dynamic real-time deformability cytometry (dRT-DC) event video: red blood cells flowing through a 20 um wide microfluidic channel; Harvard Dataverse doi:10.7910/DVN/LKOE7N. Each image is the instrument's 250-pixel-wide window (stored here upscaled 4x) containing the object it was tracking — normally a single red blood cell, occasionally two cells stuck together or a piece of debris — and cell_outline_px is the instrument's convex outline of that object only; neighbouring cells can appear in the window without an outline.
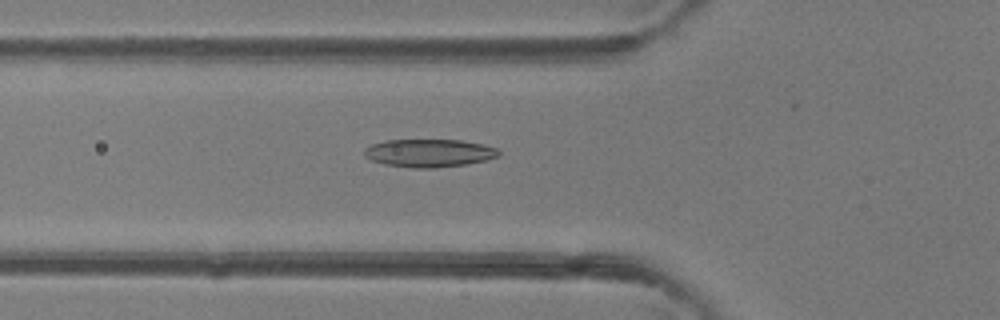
{"species": "common noctule bat (a hibernating species)", "species_latin": "Nyctalus noctula", "temperature_condition": "room temperature", "stored_images_in_passage": 47, "camera_frame_rate_fps": 3000, "um_per_image_px": 0.085, "animal": {"sex": "female"}, "frame": {"image": 1, "passage_image": 17, "time_ms": 5.333, "image_size_px": [1000, 320], "cell_outline_px": [[500, 152], [496, 156], [484, 160], [464, 164], [436, 168], [412, 168], [384, 164], [372, 160], [364, 156], [364, 148], [372, 144], [384, 140], [460, 140], [484, 144], [496, 148]], "centroid_in_image_um": [36.43, 13.0], "position_along_channel_um": 89.4, "area_um2": 21.79}}
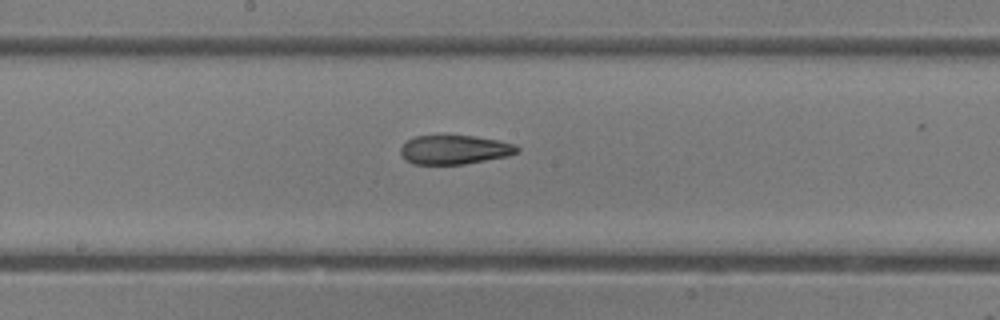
{"frame": {"image": 2, "passage_image": 25, "time_ms": 8.0, "image_size_px": [1000, 320], "cell_outline_px": [[520, 152], [508, 156], [464, 164], [412, 164], [404, 160], [400, 152], [400, 148], [408, 140], [416, 136], [476, 136], [500, 140], [516, 144], [520, 148]], "centroid_in_image_um": [38.67, 12.73], "position_along_channel_um": 209.5, "area_um2": 19.88}}
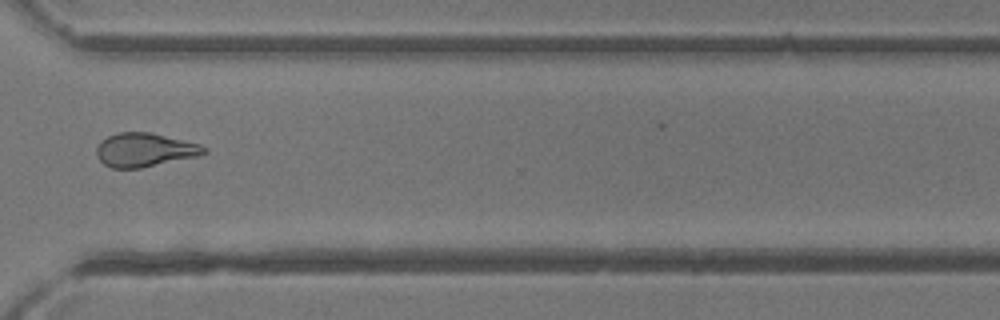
{"frame": {"image": 3, "passage_image": 35, "time_ms": 11.333, "image_size_px": [1000, 320], "cell_outline_px": [[208, 152], [200, 156], [140, 168], [112, 168], [104, 164], [96, 156], [96, 148], [108, 136], [116, 132], [152, 132], [200, 144], [208, 148]], "centroid_in_image_um": [12.34, 12.74], "position_along_channel_um": 358.3, "area_um2": 21.27}, "authors_computed_cell_mechanics": {"area_um2": 21.4438, "velocity_mm_per_s": 4.4819, "shape_relaxation_time_tau1_ms": null, "shape_relaxation_time_tau2_ms": 1.802, "deformation_change_tau1": null, "deformation_change_tau2": 0.0801}}